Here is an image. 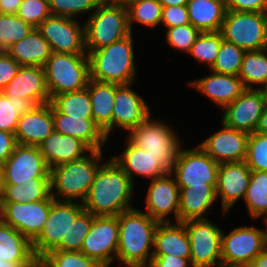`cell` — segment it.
I'll list each match as a JSON object with an SVG mask.
<instances>
[{"mask_svg":"<svg viewBox=\"0 0 267 267\" xmlns=\"http://www.w3.org/2000/svg\"><path fill=\"white\" fill-rule=\"evenodd\" d=\"M134 187L130 177L110 157L95 175L83 202L84 210L94 216H118L135 208L131 205Z\"/></svg>","mask_w":267,"mask_h":267,"instance_id":"1","label":"cell"},{"mask_svg":"<svg viewBox=\"0 0 267 267\" xmlns=\"http://www.w3.org/2000/svg\"><path fill=\"white\" fill-rule=\"evenodd\" d=\"M118 223L116 260L124 267H148L152 260L154 236L159 222L135 207L119 214Z\"/></svg>","mask_w":267,"mask_h":267,"instance_id":"2","label":"cell"},{"mask_svg":"<svg viewBox=\"0 0 267 267\" xmlns=\"http://www.w3.org/2000/svg\"><path fill=\"white\" fill-rule=\"evenodd\" d=\"M103 156V150H92L79 160L51 168V196L56 201L83 203L99 167L105 162Z\"/></svg>","mask_w":267,"mask_h":267,"instance_id":"3","label":"cell"},{"mask_svg":"<svg viewBox=\"0 0 267 267\" xmlns=\"http://www.w3.org/2000/svg\"><path fill=\"white\" fill-rule=\"evenodd\" d=\"M132 34L88 54L90 79L119 85L136 82L137 65Z\"/></svg>","mask_w":267,"mask_h":267,"instance_id":"4","label":"cell"},{"mask_svg":"<svg viewBox=\"0 0 267 267\" xmlns=\"http://www.w3.org/2000/svg\"><path fill=\"white\" fill-rule=\"evenodd\" d=\"M87 54L131 34L128 10L123 1L101 2L85 20Z\"/></svg>","mask_w":267,"mask_h":267,"instance_id":"5","label":"cell"},{"mask_svg":"<svg viewBox=\"0 0 267 267\" xmlns=\"http://www.w3.org/2000/svg\"><path fill=\"white\" fill-rule=\"evenodd\" d=\"M50 100L87 87L90 80L88 54L55 53L43 66Z\"/></svg>","mask_w":267,"mask_h":267,"instance_id":"6","label":"cell"},{"mask_svg":"<svg viewBox=\"0 0 267 267\" xmlns=\"http://www.w3.org/2000/svg\"><path fill=\"white\" fill-rule=\"evenodd\" d=\"M151 116L131 129L126 136L135 146L162 160L172 169L177 162L181 148L179 133L169 124Z\"/></svg>","mask_w":267,"mask_h":267,"instance_id":"7","label":"cell"},{"mask_svg":"<svg viewBox=\"0 0 267 267\" xmlns=\"http://www.w3.org/2000/svg\"><path fill=\"white\" fill-rule=\"evenodd\" d=\"M223 39L244 51L267 48V13L226 11L221 28Z\"/></svg>","mask_w":267,"mask_h":267,"instance_id":"8","label":"cell"},{"mask_svg":"<svg viewBox=\"0 0 267 267\" xmlns=\"http://www.w3.org/2000/svg\"><path fill=\"white\" fill-rule=\"evenodd\" d=\"M219 164L198 144L195 148H181L171 170L179 187L217 186Z\"/></svg>","mask_w":267,"mask_h":267,"instance_id":"9","label":"cell"},{"mask_svg":"<svg viewBox=\"0 0 267 267\" xmlns=\"http://www.w3.org/2000/svg\"><path fill=\"white\" fill-rule=\"evenodd\" d=\"M190 240L192 267H214L221 260L223 229L209 218L183 222Z\"/></svg>","mask_w":267,"mask_h":267,"instance_id":"10","label":"cell"},{"mask_svg":"<svg viewBox=\"0 0 267 267\" xmlns=\"http://www.w3.org/2000/svg\"><path fill=\"white\" fill-rule=\"evenodd\" d=\"M84 210L83 203L54 201L47 221L39 235L32 241L34 255L41 258L54 250L69 231L76 217Z\"/></svg>","mask_w":267,"mask_h":267,"instance_id":"11","label":"cell"},{"mask_svg":"<svg viewBox=\"0 0 267 267\" xmlns=\"http://www.w3.org/2000/svg\"><path fill=\"white\" fill-rule=\"evenodd\" d=\"M36 177H50V169L39 147L17 144L0 166L1 185H16Z\"/></svg>","mask_w":267,"mask_h":267,"instance_id":"12","label":"cell"},{"mask_svg":"<svg viewBox=\"0 0 267 267\" xmlns=\"http://www.w3.org/2000/svg\"><path fill=\"white\" fill-rule=\"evenodd\" d=\"M54 201L50 196L33 203L0 202V220L32 242L43 229Z\"/></svg>","mask_w":267,"mask_h":267,"instance_id":"13","label":"cell"},{"mask_svg":"<svg viewBox=\"0 0 267 267\" xmlns=\"http://www.w3.org/2000/svg\"><path fill=\"white\" fill-rule=\"evenodd\" d=\"M78 19L50 16L37 30L50 44L52 52L87 54L85 46V27Z\"/></svg>","mask_w":267,"mask_h":267,"instance_id":"14","label":"cell"},{"mask_svg":"<svg viewBox=\"0 0 267 267\" xmlns=\"http://www.w3.org/2000/svg\"><path fill=\"white\" fill-rule=\"evenodd\" d=\"M118 243V216H94L81 252L98 261L102 266L109 267L116 259Z\"/></svg>","mask_w":267,"mask_h":267,"instance_id":"15","label":"cell"},{"mask_svg":"<svg viewBox=\"0 0 267 267\" xmlns=\"http://www.w3.org/2000/svg\"><path fill=\"white\" fill-rule=\"evenodd\" d=\"M266 248L264 230L256 226H239L228 234L222 231L221 260L248 265Z\"/></svg>","mask_w":267,"mask_h":267,"instance_id":"16","label":"cell"},{"mask_svg":"<svg viewBox=\"0 0 267 267\" xmlns=\"http://www.w3.org/2000/svg\"><path fill=\"white\" fill-rule=\"evenodd\" d=\"M149 181L144 200L146 211L143 210V212L159 223L179 222L180 188L174 176L169 172ZM171 213L175 221L169 218Z\"/></svg>","mask_w":267,"mask_h":267,"instance_id":"17","label":"cell"},{"mask_svg":"<svg viewBox=\"0 0 267 267\" xmlns=\"http://www.w3.org/2000/svg\"><path fill=\"white\" fill-rule=\"evenodd\" d=\"M221 126L198 145L218 164L245 161L249 134Z\"/></svg>","mask_w":267,"mask_h":267,"instance_id":"18","label":"cell"},{"mask_svg":"<svg viewBox=\"0 0 267 267\" xmlns=\"http://www.w3.org/2000/svg\"><path fill=\"white\" fill-rule=\"evenodd\" d=\"M133 84L119 85L114 96L112 130L119 128L129 132L146 121L151 114L145 99L132 89Z\"/></svg>","mask_w":267,"mask_h":267,"instance_id":"19","label":"cell"},{"mask_svg":"<svg viewBox=\"0 0 267 267\" xmlns=\"http://www.w3.org/2000/svg\"><path fill=\"white\" fill-rule=\"evenodd\" d=\"M263 109L260 93L256 89H245L234 102L222 109L221 124L248 134L256 132Z\"/></svg>","mask_w":267,"mask_h":267,"instance_id":"20","label":"cell"},{"mask_svg":"<svg viewBox=\"0 0 267 267\" xmlns=\"http://www.w3.org/2000/svg\"><path fill=\"white\" fill-rule=\"evenodd\" d=\"M251 170L245 161L219 164L216 194L221 198L223 214L231 210L240 199L245 198Z\"/></svg>","mask_w":267,"mask_h":267,"instance_id":"21","label":"cell"},{"mask_svg":"<svg viewBox=\"0 0 267 267\" xmlns=\"http://www.w3.org/2000/svg\"><path fill=\"white\" fill-rule=\"evenodd\" d=\"M125 144L122 153L118 156L115 154L111 158L130 177L134 185V175L152 180L171 172L172 169L161 157L148 154L147 151L135 146L127 137Z\"/></svg>","mask_w":267,"mask_h":267,"instance_id":"22","label":"cell"},{"mask_svg":"<svg viewBox=\"0 0 267 267\" xmlns=\"http://www.w3.org/2000/svg\"><path fill=\"white\" fill-rule=\"evenodd\" d=\"M188 84L221 109L234 102L245 90L239 76L219 74L211 70L207 76L189 81Z\"/></svg>","mask_w":267,"mask_h":267,"instance_id":"23","label":"cell"},{"mask_svg":"<svg viewBox=\"0 0 267 267\" xmlns=\"http://www.w3.org/2000/svg\"><path fill=\"white\" fill-rule=\"evenodd\" d=\"M6 96H17L37 105L49 103L50 97L42 66H20L15 77L2 90Z\"/></svg>","mask_w":267,"mask_h":267,"instance_id":"24","label":"cell"},{"mask_svg":"<svg viewBox=\"0 0 267 267\" xmlns=\"http://www.w3.org/2000/svg\"><path fill=\"white\" fill-rule=\"evenodd\" d=\"M53 131L52 105L49 102L20 116L15 139L17 144L38 147Z\"/></svg>","mask_w":267,"mask_h":267,"instance_id":"25","label":"cell"},{"mask_svg":"<svg viewBox=\"0 0 267 267\" xmlns=\"http://www.w3.org/2000/svg\"><path fill=\"white\" fill-rule=\"evenodd\" d=\"M49 169L86 156L92 150L81 140L54 130L39 146Z\"/></svg>","mask_w":267,"mask_h":267,"instance_id":"26","label":"cell"},{"mask_svg":"<svg viewBox=\"0 0 267 267\" xmlns=\"http://www.w3.org/2000/svg\"><path fill=\"white\" fill-rule=\"evenodd\" d=\"M54 130L83 141L91 150H104L108 138L93 119H82L59 113L52 106Z\"/></svg>","mask_w":267,"mask_h":267,"instance_id":"27","label":"cell"},{"mask_svg":"<svg viewBox=\"0 0 267 267\" xmlns=\"http://www.w3.org/2000/svg\"><path fill=\"white\" fill-rule=\"evenodd\" d=\"M174 255L190 261V240L181 222H166L157 225L152 255Z\"/></svg>","mask_w":267,"mask_h":267,"instance_id":"28","label":"cell"},{"mask_svg":"<svg viewBox=\"0 0 267 267\" xmlns=\"http://www.w3.org/2000/svg\"><path fill=\"white\" fill-rule=\"evenodd\" d=\"M179 222L207 219L205 213L216 202V186L179 187Z\"/></svg>","mask_w":267,"mask_h":267,"instance_id":"29","label":"cell"},{"mask_svg":"<svg viewBox=\"0 0 267 267\" xmlns=\"http://www.w3.org/2000/svg\"><path fill=\"white\" fill-rule=\"evenodd\" d=\"M119 84L100 82L90 79L87 85L92 106L93 120L105 133L106 137L112 132V113L114 96Z\"/></svg>","mask_w":267,"mask_h":267,"instance_id":"30","label":"cell"},{"mask_svg":"<svg viewBox=\"0 0 267 267\" xmlns=\"http://www.w3.org/2000/svg\"><path fill=\"white\" fill-rule=\"evenodd\" d=\"M6 52L20 66H44L51 56L50 44L43 38L37 28H34L22 40L12 44Z\"/></svg>","mask_w":267,"mask_h":267,"instance_id":"31","label":"cell"},{"mask_svg":"<svg viewBox=\"0 0 267 267\" xmlns=\"http://www.w3.org/2000/svg\"><path fill=\"white\" fill-rule=\"evenodd\" d=\"M35 258L32 242L11 225L0 220V259L22 267Z\"/></svg>","mask_w":267,"mask_h":267,"instance_id":"32","label":"cell"},{"mask_svg":"<svg viewBox=\"0 0 267 267\" xmlns=\"http://www.w3.org/2000/svg\"><path fill=\"white\" fill-rule=\"evenodd\" d=\"M190 23L200 32L221 31L226 6L215 0H189L187 3Z\"/></svg>","mask_w":267,"mask_h":267,"instance_id":"33","label":"cell"},{"mask_svg":"<svg viewBox=\"0 0 267 267\" xmlns=\"http://www.w3.org/2000/svg\"><path fill=\"white\" fill-rule=\"evenodd\" d=\"M50 196V177H36L16 185H0V202L33 203Z\"/></svg>","mask_w":267,"mask_h":267,"instance_id":"34","label":"cell"},{"mask_svg":"<svg viewBox=\"0 0 267 267\" xmlns=\"http://www.w3.org/2000/svg\"><path fill=\"white\" fill-rule=\"evenodd\" d=\"M238 76L245 89H257L260 85L266 83L267 48L257 51H245Z\"/></svg>","mask_w":267,"mask_h":267,"instance_id":"35","label":"cell"},{"mask_svg":"<svg viewBox=\"0 0 267 267\" xmlns=\"http://www.w3.org/2000/svg\"><path fill=\"white\" fill-rule=\"evenodd\" d=\"M243 201L251 219L267 216V171H251Z\"/></svg>","mask_w":267,"mask_h":267,"instance_id":"36","label":"cell"},{"mask_svg":"<svg viewBox=\"0 0 267 267\" xmlns=\"http://www.w3.org/2000/svg\"><path fill=\"white\" fill-rule=\"evenodd\" d=\"M51 105L62 114L82 119H93L89 90L87 87L54 96Z\"/></svg>","mask_w":267,"mask_h":267,"instance_id":"37","label":"cell"},{"mask_svg":"<svg viewBox=\"0 0 267 267\" xmlns=\"http://www.w3.org/2000/svg\"><path fill=\"white\" fill-rule=\"evenodd\" d=\"M37 104L29 99L6 96L0 92V130L14 133L22 114L31 112Z\"/></svg>","mask_w":267,"mask_h":267,"instance_id":"38","label":"cell"},{"mask_svg":"<svg viewBox=\"0 0 267 267\" xmlns=\"http://www.w3.org/2000/svg\"><path fill=\"white\" fill-rule=\"evenodd\" d=\"M128 10L129 27L133 33V24L139 23L148 28L161 24L163 6L158 0H121Z\"/></svg>","mask_w":267,"mask_h":267,"instance_id":"39","label":"cell"},{"mask_svg":"<svg viewBox=\"0 0 267 267\" xmlns=\"http://www.w3.org/2000/svg\"><path fill=\"white\" fill-rule=\"evenodd\" d=\"M221 32H201L191 47L190 57L209 70L213 67L223 41Z\"/></svg>","mask_w":267,"mask_h":267,"instance_id":"40","label":"cell"},{"mask_svg":"<svg viewBox=\"0 0 267 267\" xmlns=\"http://www.w3.org/2000/svg\"><path fill=\"white\" fill-rule=\"evenodd\" d=\"M94 215L83 210L71 224V227L62 238L61 243L54 249L60 251H81L85 237L93 224Z\"/></svg>","mask_w":267,"mask_h":267,"instance_id":"41","label":"cell"},{"mask_svg":"<svg viewBox=\"0 0 267 267\" xmlns=\"http://www.w3.org/2000/svg\"><path fill=\"white\" fill-rule=\"evenodd\" d=\"M34 27L16 14L0 13V51H6L12 44L22 40Z\"/></svg>","mask_w":267,"mask_h":267,"instance_id":"42","label":"cell"},{"mask_svg":"<svg viewBox=\"0 0 267 267\" xmlns=\"http://www.w3.org/2000/svg\"><path fill=\"white\" fill-rule=\"evenodd\" d=\"M41 259L44 267H104L81 251L52 250Z\"/></svg>","mask_w":267,"mask_h":267,"instance_id":"43","label":"cell"},{"mask_svg":"<svg viewBox=\"0 0 267 267\" xmlns=\"http://www.w3.org/2000/svg\"><path fill=\"white\" fill-rule=\"evenodd\" d=\"M244 52L243 49L235 44L223 40L217 59L210 70L219 74L238 76Z\"/></svg>","mask_w":267,"mask_h":267,"instance_id":"44","label":"cell"},{"mask_svg":"<svg viewBox=\"0 0 267 267\" xmlns=\"http://www.w3.org/2000/svg\"><path fill=\"white\" fill-rule=\"evenodd\" d=\"M100 3V0H49V9L52 16L78 19L81 13L89 12L90 16Z\"/></svg>","mask_w":267,"mask_h":267,"instance_id":"45","label":"cell"},{"mask_svg":"<svg viewBox=\"0 0 267 267\" xmlns=\"http://www.w3.org/2000/svg\"><path fill=\"white\" fill-rule=\"evenodd\" d=\"M245 162L251 171H267V135L249 134Z\"/></svg>","mask_w":267,"mask_h":267,"instance_id":"46","label":"cell"},{"mask_svg":"<svg viewBox=\"0 0 267 267\" xmlns=\"http://www.w3.org/2000/svg\"><path fill=\"white\" fill-rule=\"evenodd\" d=\"M165 39L167 44L175 50L189 53L195 40L201 33L191 23L166 28Z\"/></svg>","mask_w":267,"mask_h":267,"instance_id":"47","label":"cell"},{"mask_svg":"<svg viewBox=\"0 0 267 267\" xmlns=\"http://www.w3.org/2000/svg\"><path fill=\"white\" fill-rule=\"evenodd\" d=\"M16 15L37 28L51 16L49 0H23Z\"/></svg>","mask_w":267,"mask_h":267,"instance_id":"48","label":"cell"},{"mask_svg":"<svg viewBox=\"0 0 267 267\" xmlns=\"http://www.w3.org/2000/svg\"><path fill=\"white\" fill-rule=\"evenodd\" d=\"M187 6L163 7L161 24L166 28L189 24Z\"/></svg>","mask_w":267,"mask_h":267,"instance_id":"49","label":"cell"},{"mask_svg":"<svg viewBox=\"0 0 267 267\" xmlns=\"http://www.w3.org/2000/svg\"><path fill=\"white\" fill-rule=\"evenodd\" d=\"M20 64L6 51H0V92L15 77Z\"/></svg>","mask_w":267,"mask_h":267,"instance_id":"50","label":"cell"},{"mask_svg":"<svg viewBox=\"0 0 267 267\" xmlns=\"http://www.w3.org/2000/svg\"><path fill=\"white\" fill-rule=\"evenodd\" d=\"M226 10L267 13V0H228Z\"/></svg>","mask_w":267,"mask_h":267,"instance_id":"51","label":"cell"},{"mask_svg":"<svg viewBox=\"0 0 267 267\" xmlns=\"http://www.w3.org/2000/svg\"><path fill=\"white\" fill-rule=\"evenodd\" d=\"M192 267L187 258L176 257L174 255H152V260L148 267Z\"/></svg>","mask_w":267,"mask_h":267,"instance_id":"52","label":"cell"},{"mask_svg":"<svg viewBox=\"0 0 267 267\" xmlns=\"http://www.w3.org/2000/svg\"><path fill=\"white\" fill-rule=\"evenodd\" d=\"M16 145L14 133L0 130V166L9 158Z\"/></svg>","mask_w":267,"mask_h":267,"instance_id":"53","label":"cell"},{"mask_svg":"<svg viewBox=\"0 0 267 267\" xmlns=\"http://www.w3.org/2000/svg\"><path fill=\"white\" fill-rule=\"evenodd\" d=\"M23 0H0L1 14H17Z\"/></svg>","mask_w":267,"mask_h":267,"instance_id":"54","label":"cell"},{"mask_svg":"<svg viewBox=\"0 0 267 267\" xmlns=\"http://www.w3.org/2000/svg\"><path fill=\"white\" fill-rule=\"evenodd\" d=\"M247 267H267V248L259 253Z\"/></svg>","mask_w":267,"mask_h":267,"instance_id":"55","label":"cell"},{"mask_svg":"<svg viewBox=\"0 0 267 267\" xmlns=\"http://www.w3.org/2000/svg\"><path fill=\"white\" fill-rule=\"evenodd\" d=\"M256 132L267 135V107H264L262 115L256 125Z\"/></svg>","mask_w":267,"mask_h":267,"instance_id":"56","label":"cell"},{"mask_svg":"<svg viewBox=\"0 0 267 267\" xmlns=\"http://www.w3.org/2000/svg\"><path fill=\"white\" fill-rule=\"evenodd\" d=\"M163 7L186 6L189 0H158Z\"/></svg>","mask_w":267,"mask_h":267,"instance_id":"57","label":"cell"},{"mask_svg":"<svg viewBox=\"0 0 267 267\" xmlns=\"http://www.w3.org/2000/svg\"><path fill=\"white\" fill-rule=\"evenodd\" d=\"M256 90L261 95L264 107H267V82L260 85Z\"/></svg>","mask_w":267,"mask_h":267,"instance_id":"58","label":"cell"},{"mask_svg":"<svg viewBox=\"0 0 267 267\" xmlns=\"http://www.w3.org/2000/svg\"><path fill=\"white\" fill-rule=\"evenodd\" d=\"M22 267H44V264L41 258L36 257L29 264L22 266Z\"/></svg>","mask_w":267,"mask_h":267,"instance_id":"59","label":"cell"},{"mask_svg":"<svg viewBox=\"0 0 267 267\" xmlns=\"http://www.w3.org/2000/svg\"><path fill=\"white\" fill-rule=\"evenodd\" d=\"M214 267H247V266L243 265V264L226 263V262L221 261L220 263H218Z\"/></svg>","mask_w":267,"mask_h":267,"instance_id":"60","label":"cell"},{"mask_svg":"<svg viewBox=\"0 0 267 267\" xmlns=\"http://www.w3.org/2000/svg\"><path fill=\"white\" fill-rule=\"evenodd\" d=\"M0 267H19V266L15 263H11L0 259Z\"/></svg>","mask_w":267,"mask_h":267,"instance_id":"61","label":"cell"},{"mask_svg":"<svg viewBox=\"0 0 267 267\" xmlns=\"http://www.w3.org/2000/svg\"><path fill=\"white\" fill-rule=\"evenodd\" d=\"M264 220V237H265V244H266V248H267V216L263 217Z\"/></svg>","mask_w":267,"mask_h":267,"instance_id":"62","label":"cell"},{"mask_svg":"<svg viewBox=\"0 0 267 267\" xmlns=\"http://www.w3.org/2000/svg\"><path fill=\"white\" fill-rule=\"evenodd\" d=\"M215 1H218L222 4H224L225 6L227 5V2H228V0H215Z\"/></svg>","mask_w":267,"mask_h":267,"instance_id":"63","label":"cell"},{"mask_svg":"<svg viewBox=\"0 0 267 267\" xmlns=\"http://www.w3.org/2000/svg\"><path fill=\"white\" fill-rule=\"evenodd\" d=\"M101 2H107V1H121V0H100Z\"/></svg>","mask_w":267,"mask_h":267,"instance_id":"64","label":"cell"}]
</instances>
